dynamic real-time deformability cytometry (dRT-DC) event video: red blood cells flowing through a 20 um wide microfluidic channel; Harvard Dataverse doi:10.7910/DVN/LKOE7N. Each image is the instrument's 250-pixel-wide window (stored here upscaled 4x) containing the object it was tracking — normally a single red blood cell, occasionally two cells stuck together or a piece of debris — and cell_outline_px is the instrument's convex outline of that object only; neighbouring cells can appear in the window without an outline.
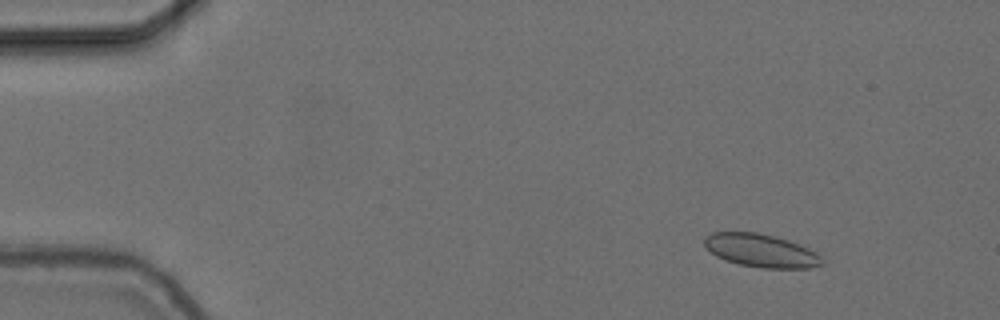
{"species": "common noctule bat (a hibernating species)", "species_latin": "Nyctalus noctula", "temperature_condition": "cold", "stored_images_in_passage": 52, "camera_frame_rate_fps": 3000, "um_per_image_px": 0.085, "animal": {"sex": "female", "body_mass_g": 24.6, "forearm_length_mm": 56.2}, "frame": {"image": 1, "passage_image": 3, "time_ms": 0.667, "image_size_px": [1000, 320], "cell_outline_px": [[824, 264], [812, 268], [760, 268], [740, 264], [724, 260], [716, 256], [704, 244], [704, 236], [712, 232], [756, 232], [776, 236], [788, 240], [808, 248], [816, 252], [824, 260]], "centroid_in_image_um": [64.7, 21.3], "position_along_channel_um": 20.3, "area_um2": 22.83}}
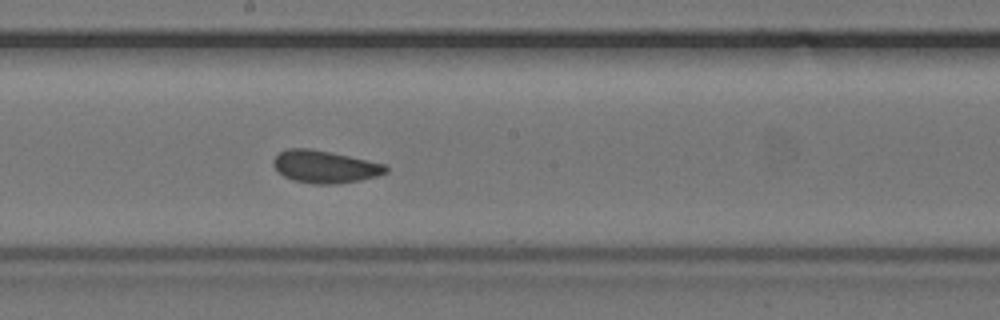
{"frame": {"image": 2, "passage_image": 27, "time_ms": 8.667, "image_size_px": [1000, 320], "cell_outline_px": [[388, 172], [376, 176], [360, 180], [336, 184], [312, 184], [292, 180], [284, 176], [272, 164], [272, 160], [280, 152], [288, 148], [308, 148], [348, 156], [384, 164], [388, 168]], "centroid_in_image_um": [27.59, 14.18], "position_along_channel_um": 220.6, "area_um2": 21.04}}
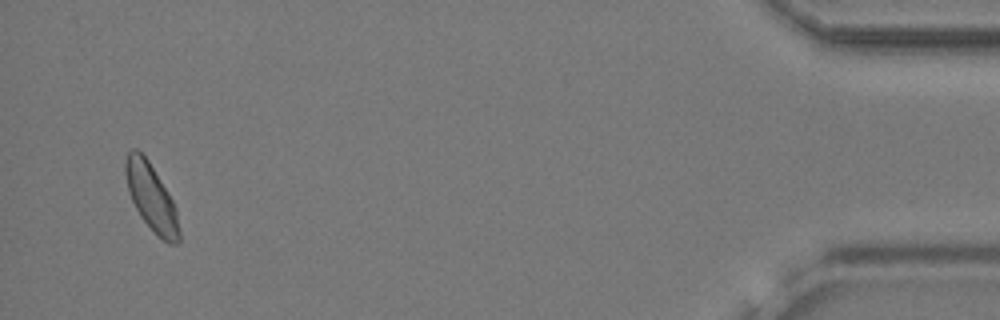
{"frame": {"image": 3, "passage_image": 50, "time_ms": 16.333, "image_size_px": [1000, 320], "cell_outline_px": [[180, 240], [176, 244], [168, 244], [156, 236], [140, 216], [128, 192], [124, 172], [124, 160], [128, 152], [132, 148], [136, 148], [148, 160], [168, 192], [176, 208], [180, 232]], "centroid_in_image_um": [12.85, 16.8], "position_along_channel_um": 422.3, "area_um2": 21.15}, "authors_computed_cell_mechanics": {"area_um2": 21.2993, "velocity_mm_per_s": 3.7027, "shape_relaxation_time_tau1_ms": null, "shape_relaxation_time_tau2_ms": 8.0218, "deformation_change_tau1": null, "deformation_change_tau2": 0.1129}}